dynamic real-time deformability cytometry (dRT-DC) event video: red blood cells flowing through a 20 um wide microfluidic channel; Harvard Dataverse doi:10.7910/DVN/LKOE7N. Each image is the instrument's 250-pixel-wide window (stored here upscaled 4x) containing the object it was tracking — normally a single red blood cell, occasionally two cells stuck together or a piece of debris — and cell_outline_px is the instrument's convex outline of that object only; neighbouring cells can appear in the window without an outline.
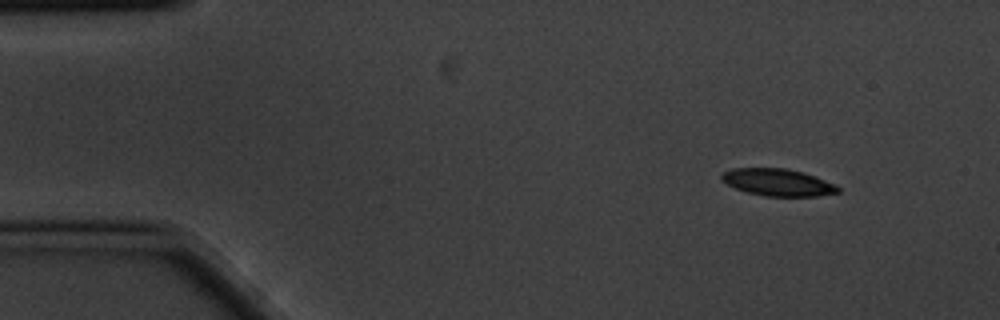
{"species": "common noctule bat (a hibernating species)", "species_latin": "Nyctalus noctula", "temperature_condition": "cold", "stored_images_in_passage": 5, "camera_frame_rate_fps": 3000, "um_per_image_px": 0.085, "animal": {"sex": "male", "body_mass_g": 20.1, "forearm_length_mm": 53.5}, "frame": {"image": 1, "passage_image": 1, "time_ms": 0.0, "image_size_px": [1000, 320], "cell_outline_px": [[840, 192], [816, 196], [764, 196], [748, 192], [736, 188], [720, 180], [720, 176], [724, 172], [732, 168], [784, 168], [816, 176], [840, 188]], "centroid_in_image_um": [66.08, 15.5], "position_along_channel_um": 18.9, "area_um2": 18.15}}
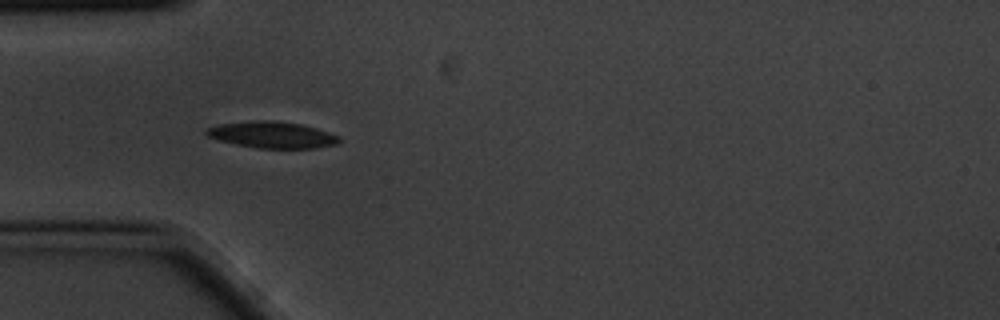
{"frame": {"image": 2, "passage_image": 4, "time_ms": 1.0, "image_size_px": [1000, 320], "cell_outline_px": [[340, 140], [336, 144], [316, 148], [256, 148], [236, 144], [220, 140], [208, 136], [204, 132], [208, 128], [220, 124], [256, 120], [272, 120], [300, 124], [316, 128], [340, 136]], "centroid_in_image_um": [23.15, 11.46], "position_along_channel_um": 61.9, "area_um2": 20.29}}